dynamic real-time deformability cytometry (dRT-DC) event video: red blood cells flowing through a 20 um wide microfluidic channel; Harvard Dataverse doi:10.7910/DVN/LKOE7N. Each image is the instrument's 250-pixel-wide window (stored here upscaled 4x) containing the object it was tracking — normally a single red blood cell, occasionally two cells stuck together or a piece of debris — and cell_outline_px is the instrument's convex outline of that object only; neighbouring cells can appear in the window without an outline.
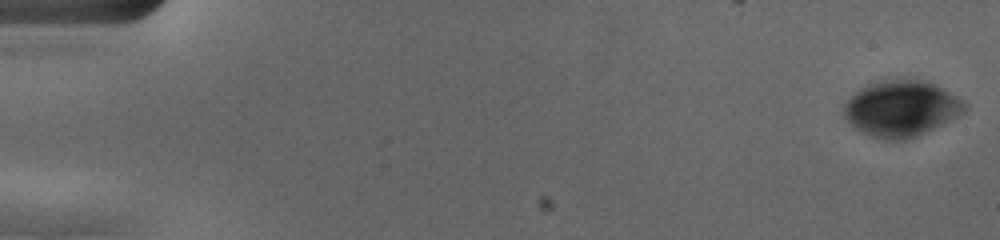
{"species": "human", "species_latin": "Homo sapiens", "temperature_condition": "cold", "stored_images_in_passage": 5, "camera_frame_rate_fps": 3000, "um_per_image_px": 0.085, "donor": {"sex": "female"}, "frame": {"image": 1, "passage_image": 1, "time_ms": 0.0, "image_size_px": [1000, 240], "cell_outline_px": [[968, 104], [964, 112], [916, 136], [904, 140], [884, 140], [872, 136], [856, 128], [844, 116], [844, 104], [860, 88], [868, 84], [884, 80], [924, 80], [956, 96]], "centroid_in_image_um": [76.59, 9.22], "position_along_channel_um": 8.4, "area_um2": 38.44}}